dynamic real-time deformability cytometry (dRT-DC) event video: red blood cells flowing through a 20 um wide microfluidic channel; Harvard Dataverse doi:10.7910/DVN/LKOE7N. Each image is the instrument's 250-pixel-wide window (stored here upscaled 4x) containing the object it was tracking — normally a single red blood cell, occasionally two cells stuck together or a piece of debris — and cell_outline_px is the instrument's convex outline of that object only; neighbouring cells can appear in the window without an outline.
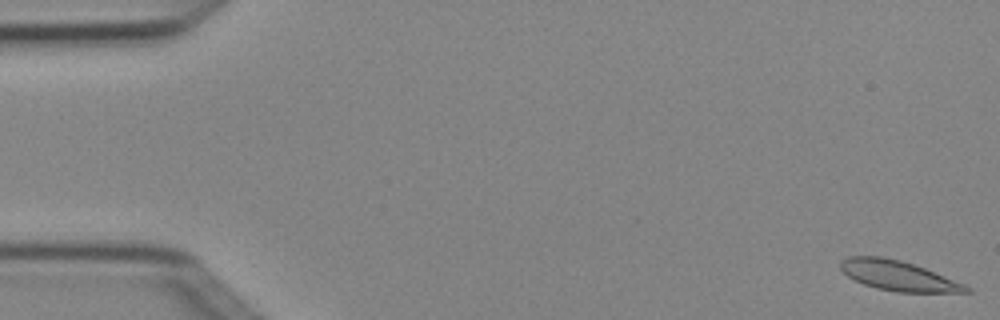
{"species": "Egyptian fruit bat (a non-hibernating species)", "species_latin": "Rousettus aegyptiacus", "temperature_condition": "cold", "stored_images_in_passage": 4, "camera_frame_rate_fps": 3000, "um_per_image_px": 0.085, "animal": {"sex": "female"}, "frame": {"image": 1, "passage_image": 1, "time_ms": 0.0, "image_size_px": [1000, 320], "cell_outline_px": [[972, 292], [896, 292], [876, 288], [864, 284], [848, 276], [840, 268], [840, 260], [848, 256], [880, 256], [900, 260], [924, 268], [964, 284], [972, 288]], "centroid_in_image_um": [76.33, 23.43], "position_along_channel_um": 8.7, "area_um2": 21.68}}
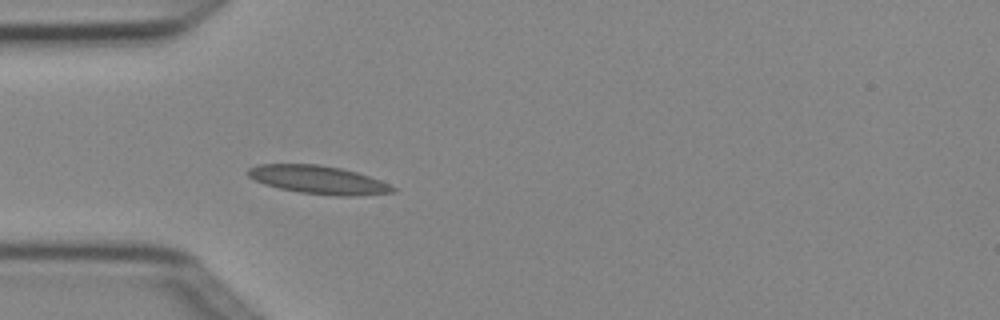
{"frame": {"image": 2, "passage_image": 4, "time_ms": 1.0, "image_size_px": [1000, 320], "cell_outline_px": [[396, 192], [352, 196], [336, 196], [300, 192], [280, 188], [264, 184], [248, 176], [248, 168], [256, 164], [316, 164], [340, 168], [356, 172], [380, 180], [396, 188]], "centroid_in_image_um": [27.05, 15.28], "position_along_channel_um": 57.9, "area_um2": 23.64}}